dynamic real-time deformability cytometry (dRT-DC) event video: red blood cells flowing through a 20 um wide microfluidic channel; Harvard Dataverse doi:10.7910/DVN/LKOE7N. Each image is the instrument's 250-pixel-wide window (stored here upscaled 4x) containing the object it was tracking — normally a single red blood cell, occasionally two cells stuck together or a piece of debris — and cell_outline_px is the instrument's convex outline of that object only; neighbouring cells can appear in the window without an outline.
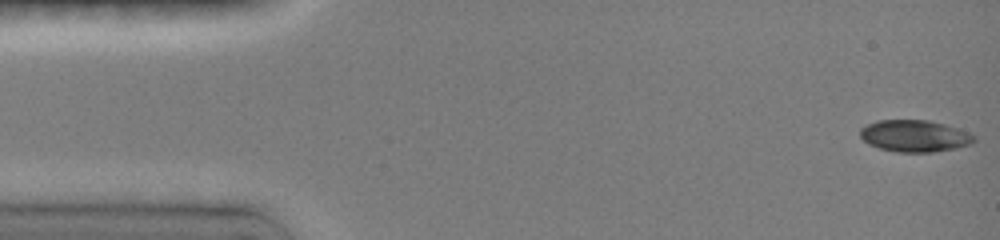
{"species": "common noctule bat (a hibernating species)", "species_latin": "Nyctalus noctula", "temperature_condition": "room temperature", "stored_images_in_passage": 31, "camera_frame_rate_fps": 3000, "um_per_image_px": 0.085, "animal": {"sex": "female", "body_mass_g": 19.0, "forearm_length_mm": 51.5}, "frame": {"image": 1, "passage_image": 1, "time_ms": 0.0, "image_size_px": [1000, 240], "cell_outline_px": [[976, 140], [972, 144], [956, 148], [932, 152], [896, 152], [880, 148], [868, 144], [860, 136], [860, 128], [876, 120], [928, 120], [944, 124], [968, 132], [976, 136]], "centroid_in_image_um": [77.75, 11.56], "position_along_channel_um": 7.3, "area_um2": 21.15}}
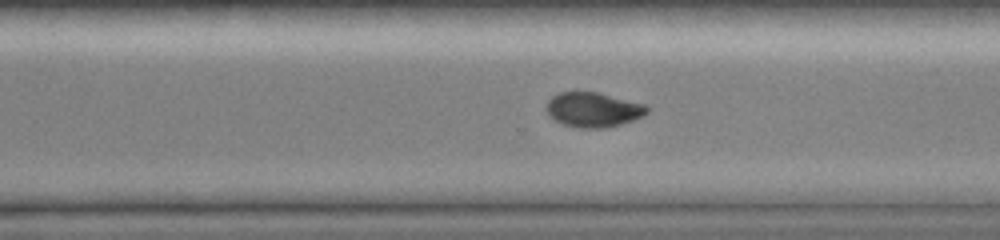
{"frame": {"image": 2, "passage_image": 23, "time_ms": 10.667, "image_size_px": [1000, 240], "cell_outline_px": [[648, 112], [632, 120], [620, 124], [604, 128], [580, 128], [564, 124], [548, 116], [548, 100], [552, 96], [560, 92], [596, 92], [644, 104], [648, 108]], "centroid_in_image_um": [50.4, 9.32], "position_along_channel_um": 320.2, "area_um2": 19.94}}
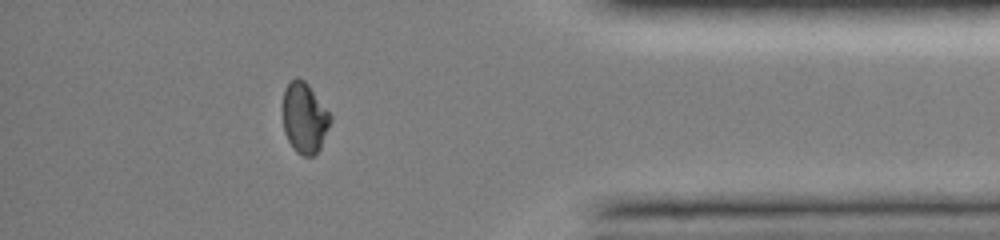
{"frame": {"image": 3, "passage_image": 30, "time_ms": 13.333, "image_size_px": [1000, 240], "cell_outline_px": [[332, 120], [320, 148], [312, 156], [304, 156], [296, 152], [292, 148], [284, 132], [280, 108], [284, 88], [296, 76], [304, 80], [308, 84], [332, 116]], "centroid_in_image_um": [25.83, 10.0], "position_along_channel_um": 409.4, "area_um2": 20.06}}